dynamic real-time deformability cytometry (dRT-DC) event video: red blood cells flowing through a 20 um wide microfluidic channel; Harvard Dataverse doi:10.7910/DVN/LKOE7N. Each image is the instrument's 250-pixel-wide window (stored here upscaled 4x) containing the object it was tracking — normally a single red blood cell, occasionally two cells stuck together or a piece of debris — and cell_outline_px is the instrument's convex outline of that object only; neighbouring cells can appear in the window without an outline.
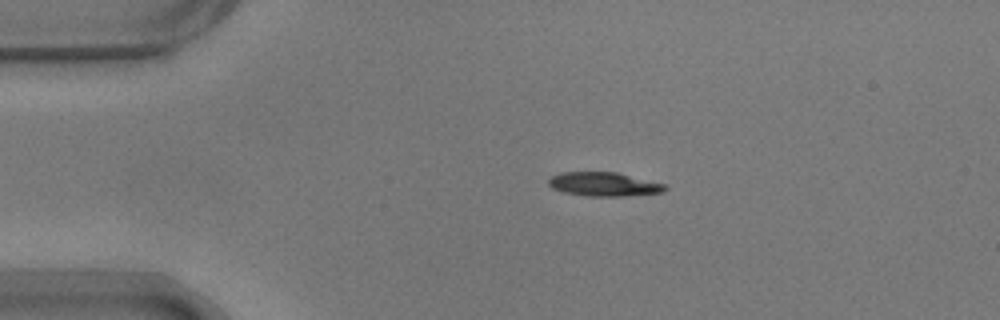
{"species": "common noctule bat (a hibernating species)", "species_latin": "Nyctalus noctula", "temperature_condition": "warm", "stored_images_in_passage": 40, "camera_frame_rate_fps": 3000, "um_per_image_px": 0.085, "animal": {"sex": "male", "body_mass_g": 17.9}, "frame": {"image": 1, "passage_image": 4, "time_ms": 1.0, "image_size_px": [1000, 320], "cell_outline_px": [[668, 188], [664, 192], [624, 196], [588, 196], [564, 192], [552, 188], [548, 184], [548, 180], [552, 176], [560, 172], [616, 172], [664, 184]], "centroid_in_image_um": [51.31, 15.66], "position_along_channel_um": 33.7, "area_um2": 16.13}}
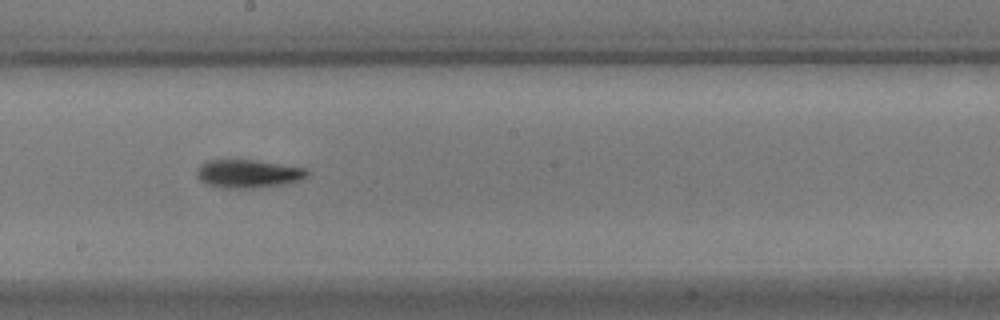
{"frame": {"image": 2, "passage_image": 23, "time_ms": 7.333, "image_size_px": [1000, 320], "cell_outline_px": [[308, 176], [300, 180], [284, 184], [244, 188], [224, 188], [204, 184], [196, 176], [196, 168], [200, 164], [208, 160], [256, 160], [308, 168]], "centroid_in_image_um": [21.07, 14.75], "position_along_channel_um": 227.1, "area_um2": 18.26}}
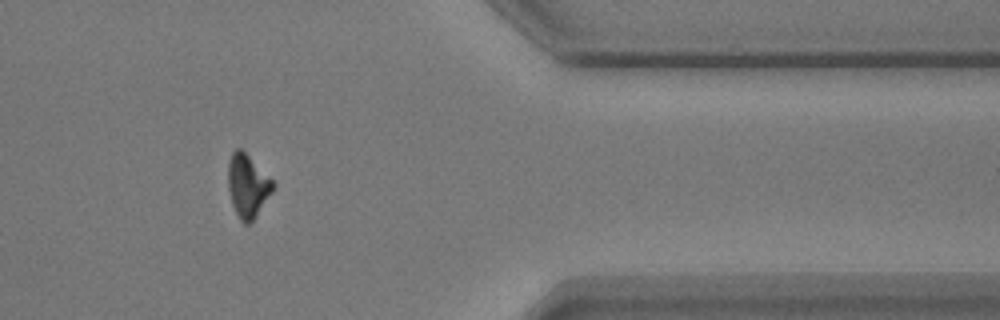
{"frame": {"image": 3, "passage_image": 38, "time_ms": 12.333, "image_size_px": [1000, 320], "cell_outline_px": [[276, 184], [272, 192], [252, 220], [248, 224], [244, 224], [240, 220], [232, 204], [228, 188], [228, 160], [232, 152], [236, 148], [240, 148]], "centroid_in_image_um": [21.02, 15.79], "position_along_channel_um": 390.4, "area_um2": 16.13}, "authors_computed_cell_mechanics": {"area_um2": 17.0221, "velocity_mm_per_s": 3.6905, "shape_relaxation_time_tau1_ms": 3.6873, "shape_relaxation_time_tau2_ms": null, "deformation_change_tau1": 0.1751, "deformation_change_tau2": null}}